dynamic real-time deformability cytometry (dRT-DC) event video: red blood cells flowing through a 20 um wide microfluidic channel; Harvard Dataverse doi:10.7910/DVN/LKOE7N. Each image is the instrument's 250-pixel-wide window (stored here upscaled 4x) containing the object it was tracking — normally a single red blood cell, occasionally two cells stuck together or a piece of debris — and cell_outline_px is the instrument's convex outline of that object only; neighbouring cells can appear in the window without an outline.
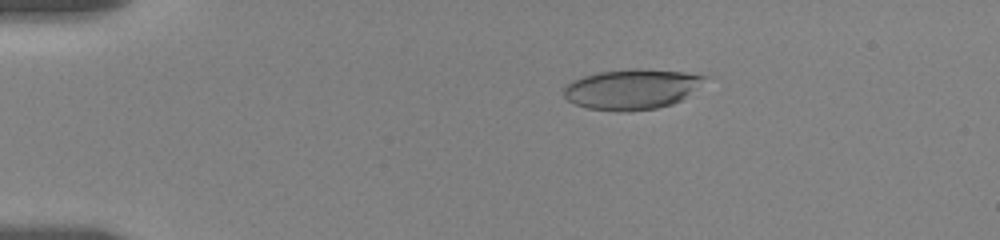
{"species": "human", "species_latin": "Homo sapiens", "temperature_condition": "room temperature", "stored_images_in_passage": 67, "camera_frame_rate_fps": 3000, "um_per_image_px": 0.085, "donor": {"sex": "female"}, "frame": {"image": 1, "passage_image": 12, "time_ms": 3.333, "image_size_px": [1000, 240], "cell_outline_px": [[712, 76], [680, 100], [672, 104], [656, 108], [628, 112], [616, 112], [588, 108], [576, 104], [568, 100], [564, 96], [564, 84], [572, 80], [584, 76], [600, 72], [632, 68], [644, 68], [684, 72]], "centroid_in_image_um": [53.7, 7.57], "position_along_channel_um": 31.3, "area_um2": 33.29}}
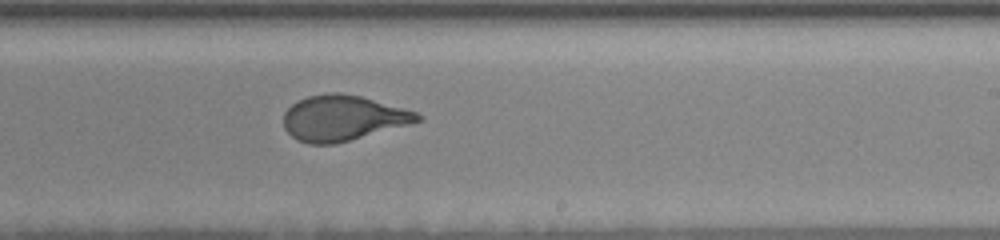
{"frame": {"image": 2, "passage_image": 41, "time_ms": 11.667, "image_size_px": [1000, 240], "cell_outline_px": [[424, 120], [336, 144], [308, 144], [296, 140], [284, 128], [284, 112], [292, 104], [308, 96], [328, 92], [340, 92], [360, 96], [404, 108], [416, 112]], "centroid_in_image_um": [29.12, 10.03], "position_along_channel_um": 259.9, "area_um2": 35.37}}
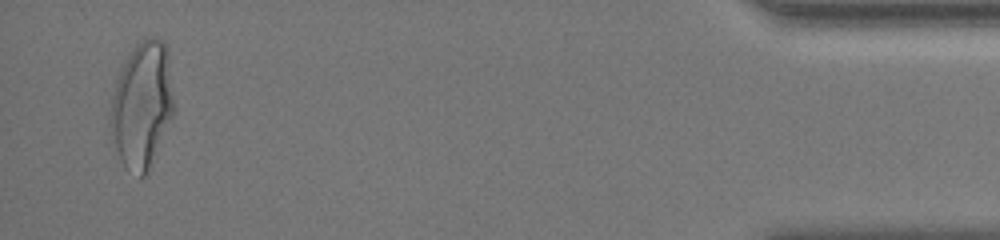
{"frame": {"image": 3, "passage_image": 65, "time_ms": 18.333, "image_size_px": [1000, 240], "cell_outline_px": [[176, 108], [152, 164], [148, 172], [144, 176], [140, 176], [124, 164], [120, 156], [108, 124], [112, 96], [120, 72], [128, 56], [136, 44], [140, 40], [148, 36], [152, 36], [164, 40], [168, 48]], "centroid_in_image_um": [12.13, 8.86], "position_along_channel_um": 423.1, "area_um2": 46.82}, "authors_computed_cell_mechanics": {"area_um2": 35.547, "velocity_mm_per_s": 3.5013, "shape_relaxation_time_tau1_ms": 5.2865, "shape_relaxation_time_tau2_ms": null, "deformation_change_tau1": 0.2128, "deformation_change_tau2": null}}